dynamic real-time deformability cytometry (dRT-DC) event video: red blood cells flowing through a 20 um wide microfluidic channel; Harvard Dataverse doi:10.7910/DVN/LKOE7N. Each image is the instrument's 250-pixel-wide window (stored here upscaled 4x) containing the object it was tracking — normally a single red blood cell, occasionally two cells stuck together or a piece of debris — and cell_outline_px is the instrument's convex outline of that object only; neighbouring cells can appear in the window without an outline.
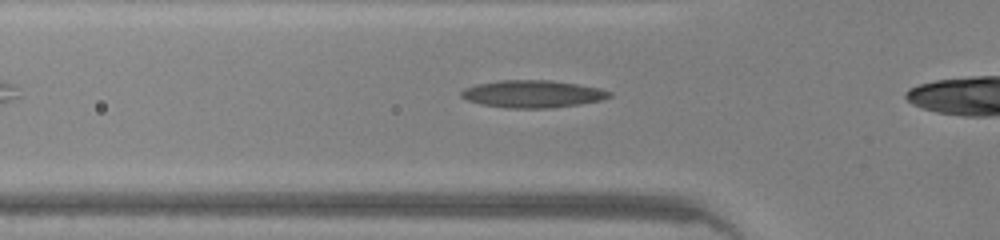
{"species": "common noctule bat (a hibernating species)", "species_latin": "Nyctalus noctula", "temperature_condition": "warm", "stored_images_in_passage": 33, "camera_frame_rate_fps": 3000, "um_per_image_px": 0.085, "animal": {"sex": "male", "body_mass_g": 20.0, "forearm_length_mm": 53.3}, "frame": {"image": 1, "passage_image": 10, "time_ms": 3.0, "image_size_px": [1000, 240], "cell_outline_px": [[612, 96], [600, 100], [580, 104], [552, 108], [504, 108], [480, 104], [468, 100], [460, 96], [460, 92], [464, 88], [476, 84], [500, 80], [552, 80], [600, 88], [612, 92]], "centroid_in_image_um": [45.25, 7.98], "position_along_channel_um": 80.5, "area_um2": 23.76}}
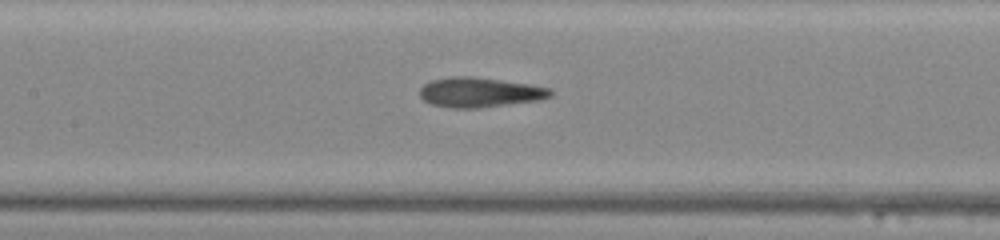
{"frame": {"image": 2, "passage_image": 16, "time_ms": 5.0, "image_size_px": [1000, 240], "cell_outline_px": [[552, 92], [548, 96], [536, 100], [476, 108], [452, 108], [432, 104], [424, 100], [420, 96], [420, 88], [424, 84], [432, 80], [452, 76], [472, 76], [524, 84], [548, 88]], "centroid_in_image_um": [40.67, 7.84], "position_along_channel_um": 166.7, "area_um2": 22.02}}
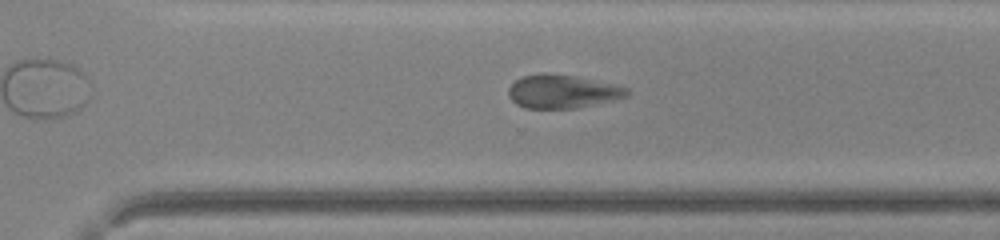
{"frame": {"image": 3, "passage_image": 27, "time_ms": 8.667, "image_size_px": [1000, 240], "cell_outline_px": [[628, 96], [572, 108], [524, 108], [516, 104], [508, 96], [508, 88], [520, 76], [548, 72], [572, 76], [628, 88]], "centroid_in_image_um": [47.69, 7.77], "position_along_channel_um": 322.9, "area_um2": 22.54}}